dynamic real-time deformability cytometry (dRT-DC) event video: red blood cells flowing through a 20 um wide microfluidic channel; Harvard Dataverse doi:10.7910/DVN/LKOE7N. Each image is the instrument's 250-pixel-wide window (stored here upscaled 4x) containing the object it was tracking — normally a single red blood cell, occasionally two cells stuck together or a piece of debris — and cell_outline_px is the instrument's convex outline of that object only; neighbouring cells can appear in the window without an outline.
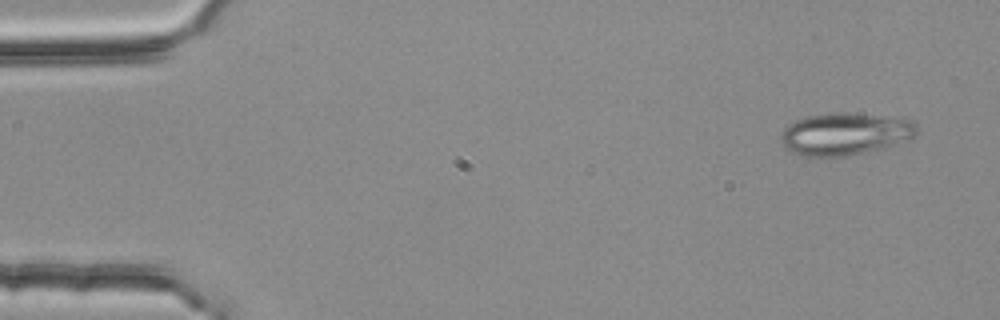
{"species": "common noctule bat (a hibernating species)", "species_latin": "Nyctalus noctula", "temperature_condition": "room temperature", "stored_images_in_passage": 3, "camera_frame_rate_fps": 3000, "um_per_image_px": 0.085, "animal": {"sex": "female", "body_mass_g": 25.1}, "frame": {"image": 1, "passage_image": 1, "time_ms": 0.0, "image_size_px": [1000, 320], "cell_outline_px": [[916, 136], [892, 144], [844, 156], [804, 156], [788, 148], [780, 140], [780, 136], [784, 128], [788, 124], [796, 120], [808, 116], [832, 112], [840, 112], [908, 120], [916, 124]], "centroid_in_image_um": [71.75, 11.37], "position_along_channel_um": 13.3, "area_um2": 32.25}}